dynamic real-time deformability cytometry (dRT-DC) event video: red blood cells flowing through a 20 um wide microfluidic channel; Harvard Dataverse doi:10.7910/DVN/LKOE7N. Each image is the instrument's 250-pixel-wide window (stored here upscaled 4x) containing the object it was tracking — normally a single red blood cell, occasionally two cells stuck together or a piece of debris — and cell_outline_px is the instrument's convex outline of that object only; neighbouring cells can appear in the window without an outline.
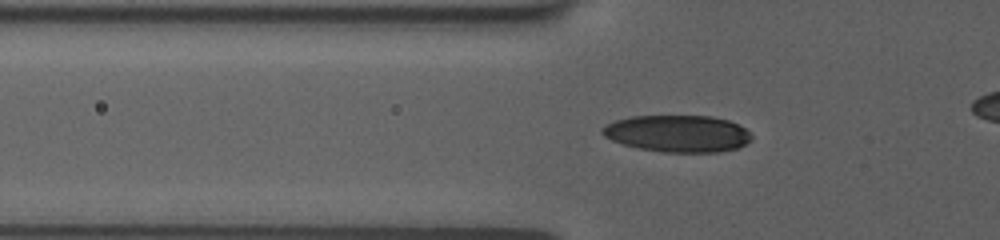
{"species": "human", "species_latin": "Homo sapiens", "temperature_condition": "room temperature", "stored_images_in_passage": 44, "camera_frame_rate_fps": 3000, "um_per_image_px": 0.085, "donor": {"sex": "female"}, "frame": {"image": 1, "passage_image": 13, "time_ms": 4.0, "image_size_px": [1000, 240], "cell_outline_px": [[752, 140], [736, 148], [720, 152], [660, 152], [640, 148], [624, 144], [612, 140], [604, 136], [600, 132], [600, 128], [616, 120], [632, 116], [712, 116], [728, 120], [744, 128], [752, 136]], "centroid_in_image_um": [57.59, 11.35], "position_along_channel_um": 68.2, "area_um2": 31.96}}
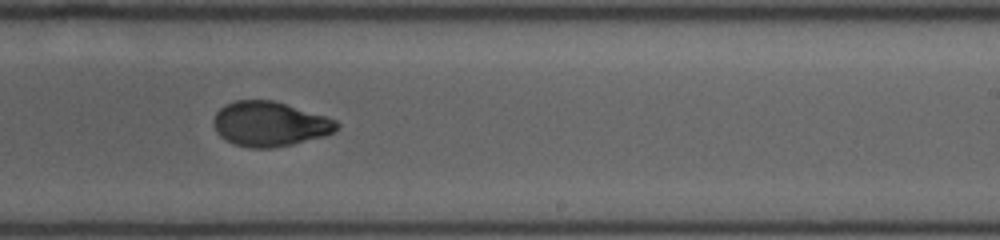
{"frame": {"image": 2, "passage_image": 29, "time_ms": 9.333, "image_size_px": [1000, 240], "cell_outline_px": [[340, 128], [324, 136], [292, 144], [272, 148], [252, 148], [232, 144], [220, 136], [216, 132], [212, 124], [212, 120], [216, 112], [220, 108], [236, 100], [272, 100], [324, 116], [336, 120], [340, 124]], "centroid_in_image_um": [22.89, 10.55], "position_along_channel_um": 266.1, "area_um2": 32.02}}
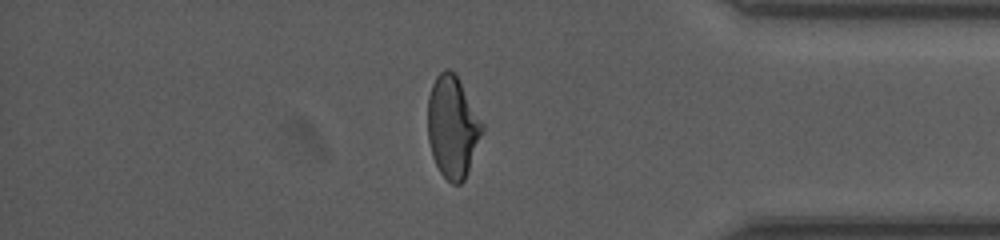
{"frame": {"image": 3, "passage_image": 41, "time_ms": 13.333, "image_size_px": [1000, 240], "cell_outline_px": [[484, 132], [464, 180], [460, 184], [452, 184], [440, 172], [432, 156], [428, 140], [428, 96], [432, 84], [436, 76], [444, 68], [448, 68], [456, 72], [484, 124]], "centroid_in_image_um": [38.48, 10.75], "position_along_channel_um": 396.7, "area_um2": 32.71}}